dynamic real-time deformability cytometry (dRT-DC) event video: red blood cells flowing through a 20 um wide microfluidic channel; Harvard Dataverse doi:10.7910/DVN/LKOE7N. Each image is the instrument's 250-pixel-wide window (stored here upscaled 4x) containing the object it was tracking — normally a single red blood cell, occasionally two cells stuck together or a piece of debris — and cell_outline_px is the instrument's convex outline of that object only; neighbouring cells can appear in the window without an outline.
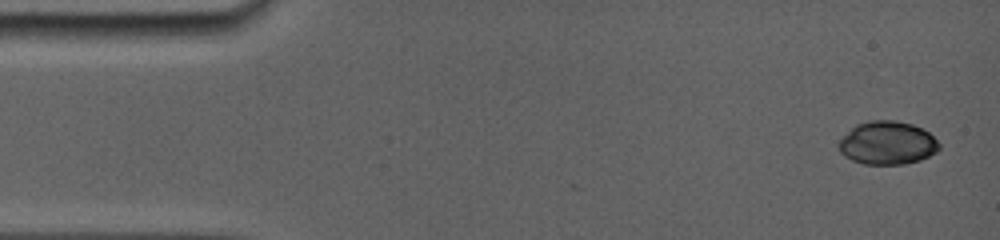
{"species": "common noctule bat (a hibernating species)", "species_latin": "Nyctalus noctula", "temperature_condition": "room temperature", "stored_images_in_passage": 25, "camera_frame_rate_fps": 5000, "um_per_image_px": 0.085, "animal": {"sex": "female", "body_mass_g": 19.0, "forearm_length_mm": 56.7}, "frame": {"image": 1, "passage_image": 1, "time_ms": 0.0, "image_size_px": [1000, 240], "cell_outline_px": [[940, 148], [936, 152], [920, 160], [904, 164], [864, 164], [852, 160], [844, 156], [840, 152], [836, 144], [856, 124], [868, 120], [896, 120], [912, 124], [928, 132], [940, 144]], "centroid_in_image_um": [75.41, 12.15], "position_along_channel_um": 9.6, "area_um2": 25.32}}
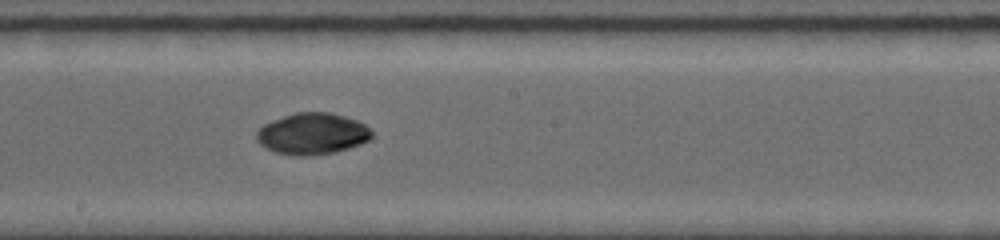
{"frame": {"image": 2, "passage_image": 15, "time_ms": 8.4, "image_size_px": [1000, 240], "cell_outline_px": [[372, 136], [368, 140], [360, 144], [336, 152], [312, 156], [296, 156], [276, 152], [260, 144], [256, 140], [256, 132], [264, 124], [284, 116], [296, 112], [332, 112], [356, 120], [364, 124], [372, 132]], "centroid_in_image_um": [26.55, 11.37], "position_along_channel_um": 221.7, "area_um2": 27.74}}
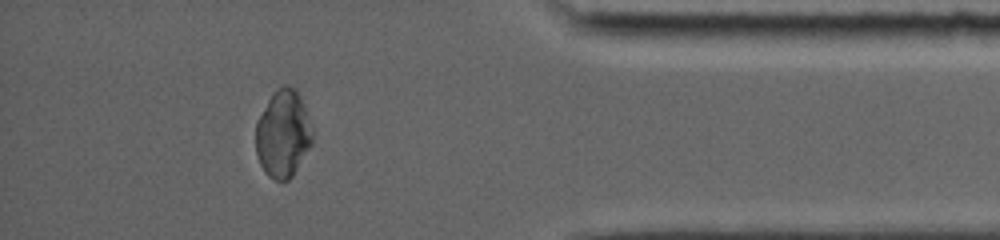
{"frame": {"image": 3, "passage_image": 25, "time_ms": 13.8, "image_size_px": [1000, 240], "cell_outline_px": [[312, 144], [292, 176], [288, 180], [276, 180], [268, 176], [264, 172], [260, 164], [256, 152], [256, 120], [272, 92], [276, 88], [284, 84], [288, 84], [296, 88], [304, 104], [312, 132]], "centroid_in_image_um": [24.04, 11.33], "position_along_channel_um": 411.2, "area_um2": 29.02}, "authors_computed_cell_mechanics": {"area_um2": 27.1082, "velocity_mm_per_s": 3.865, "shape_relaxation_time_tau1_ms": 6.4509, "shape_relaxation_time_tau2_ms": null, "deformation_change_tau1": 0.1563, "deformation_change_tau2": null}}